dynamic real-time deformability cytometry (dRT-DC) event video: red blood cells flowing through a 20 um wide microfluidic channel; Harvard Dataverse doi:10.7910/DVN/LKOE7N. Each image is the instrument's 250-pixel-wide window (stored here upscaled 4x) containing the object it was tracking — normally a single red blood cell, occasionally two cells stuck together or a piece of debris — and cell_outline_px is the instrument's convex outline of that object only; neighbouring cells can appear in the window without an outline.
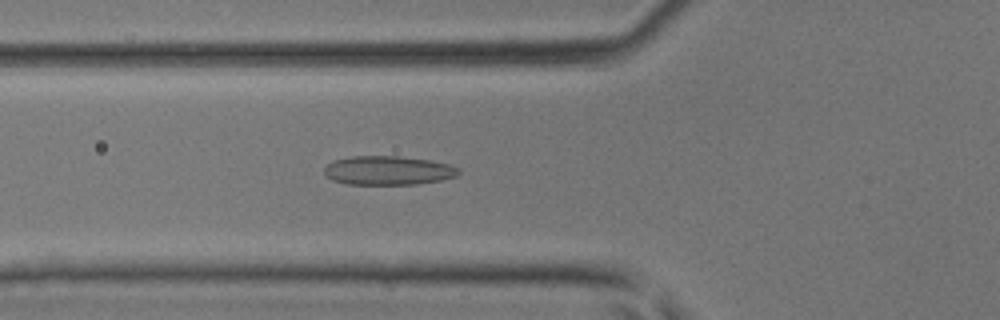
{"species": "common noctule bat (a hibernating species)", "species_latin": "Nyctalus noctula", "temperature_condition": "room temperature", "stored_images_in_passage": 30, "camera_frame_rate_fps": 3000, "um_per_image_px": 0.085, "animal": {"sex": "male", "body_mass_g": 17.9, "forearm_length_mm": 54.2}, "frame": {"image": 1, "passage_image": 2, "time_ms": 0.333, "image_size_px": [1000, 320], "cell_outline_px": [[460, 172], [456, 176], [440, 180], [416, 184], [348, 184], [332, 180], [324, 172], [324, 168], [332, 160], [352, 156], [400, 156], [428, 160], [448, 164], [456, 168]], "centroid_in_image_um": [32.95, 14.48], "position_along_channel_um": 92.8, "area_um2": 22.48}}
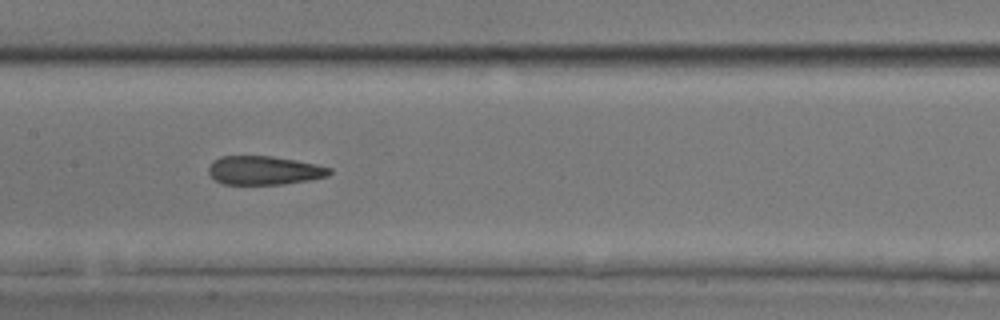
{"frame": {"image": 2, "passage_image": 8, "time_ms": 2.333, "image_size_px": [1000, 320], "cell_outline_px": [[332, 172], [328, 176], [312, 180], [284, 184], [224, 184], [216, 180], [208, 172], [208, 168], [212, 160], [220, 156], [272, 156], [296, 160], [316, 164], [332, 168]], "centroid_in_image_um": [22.48, 14.48], "position_along_channel_um": 184.9, "area_um2": 20.4}}
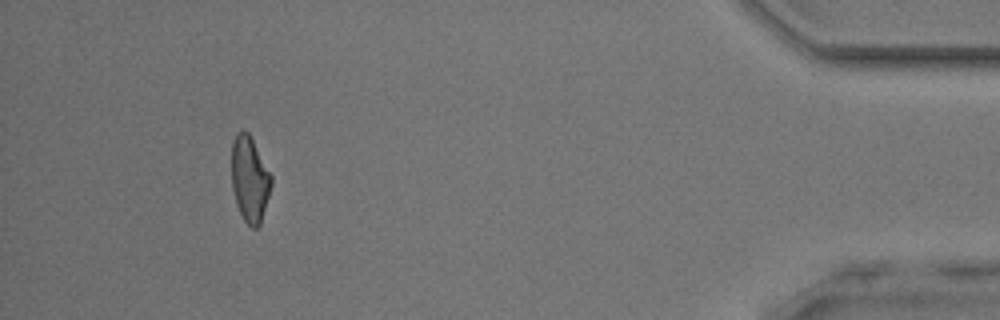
{"frame": {"image": 3, "passage_image": 27, "time_ms": 8.667, "image_size_px": [1000, 320], "cell_outline_px": [[272, 184], [260, 224], [256, 228], [252, 228], [244, 220], [236, 204], [232, 188], [232, 140], [236, 132], [248, 132], [272, 176]], "centroid_in_image_um": [21.22, 15.23], "position_along_channel_um": 414.0, "area_um2": 19.59}}